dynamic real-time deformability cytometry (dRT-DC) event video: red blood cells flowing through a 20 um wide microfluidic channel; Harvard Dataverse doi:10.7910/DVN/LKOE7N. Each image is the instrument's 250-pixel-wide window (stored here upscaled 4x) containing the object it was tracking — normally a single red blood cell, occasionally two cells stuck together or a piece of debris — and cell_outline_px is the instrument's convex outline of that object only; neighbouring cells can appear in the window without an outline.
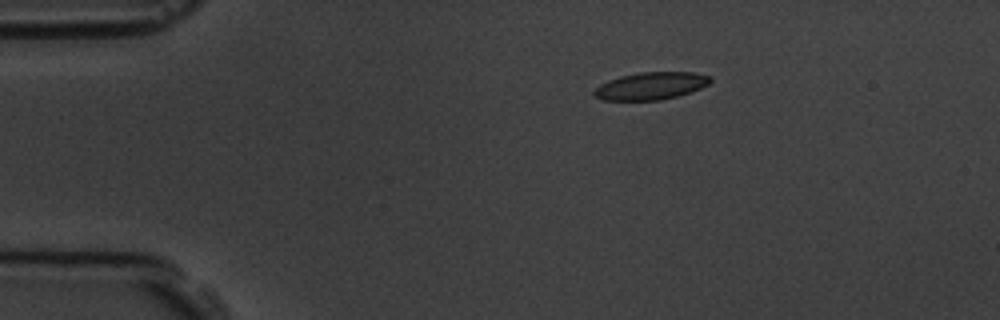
{"species": "common noctule bat (a hibernating species)", "species_latin": "Nyctalus noctula", "temperature_condition": "room temperature", "stored_images_in_passage": 4, "camera_frame_rate_fps": 3000, "um_per_image_px": 0.085, "animal": {"sex": "male", "body_mass_g": 19.5, "forearm_length_mm": 54.6}, "frame": {"image": 1, "passage_image": 1, "time_ms": 0.0, "image_size_px": [1000, 320], "cell_outline_px": [[712, 80], [708, 84], [700, 88], [676, 96], [660, 100], [604, 100], [592, 96], [592, 92], [600, 84], [608, 80], [620, 76], [640, 72], [696, 72], [712, 76]], "centroid_in_image_um": [55.31, 7.29], "position_along_channel_um": 29.7, "area_um2": 18.61}}
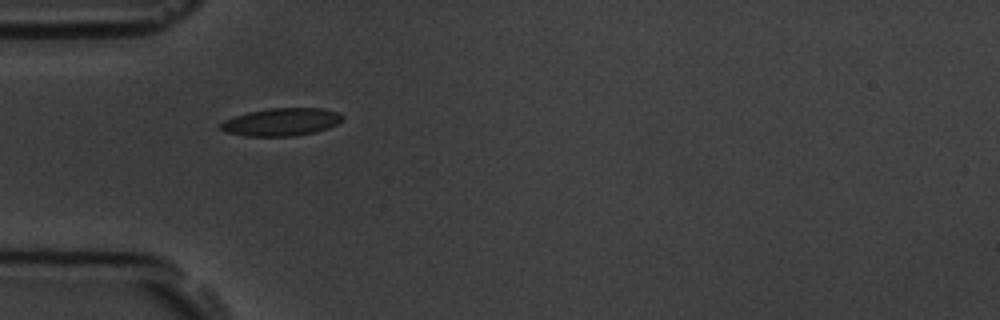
{"frame": {"image": 2, "passage_image": 3, "time_ms": 2.333, "image_size_px": [1000, 320], "cell_outline_px": [[344, 120], [328, 128], [316, 132], [296, 136], [248, 136], [228, 132], [220, 128], [220, 124], [224, 120], [232, 116], [248, 112], [268, 108], [324, 108], [340, 112], [344, 116]], "centroid_in_image_um": [23.97, 10.35], "position_along_channel_um": 61.0, "area_um2": 19.88}}
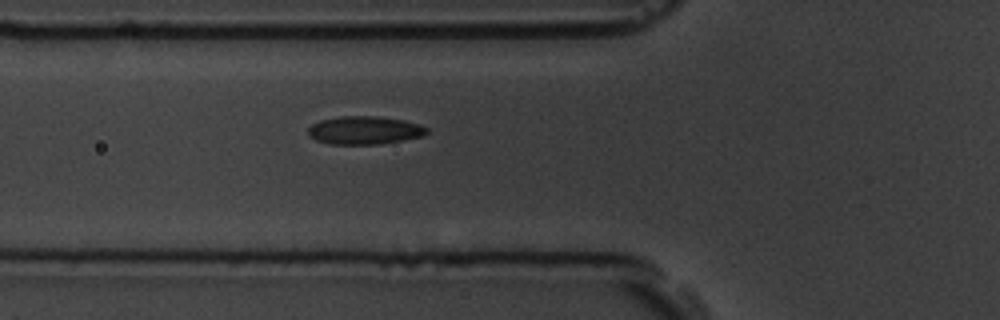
{"frame": {"image": 3, "passage_image": 4, "time_ms": 3.333, "image_size_px": [1000, 320], "cell_outline_px": [[428, 132], [424, 136], [404, 140], [380, 144], [332, 144], [316, 140], [308, 136], [308, 128], [312, 124], [320, 120], [340, 116], [376, 116], [404, 120], [420, 124], [428, 128]], "centroid_in_image_um": [31.0, 11.07], "position_along_channel_um": 94.8, "area_um2": 19.59}}